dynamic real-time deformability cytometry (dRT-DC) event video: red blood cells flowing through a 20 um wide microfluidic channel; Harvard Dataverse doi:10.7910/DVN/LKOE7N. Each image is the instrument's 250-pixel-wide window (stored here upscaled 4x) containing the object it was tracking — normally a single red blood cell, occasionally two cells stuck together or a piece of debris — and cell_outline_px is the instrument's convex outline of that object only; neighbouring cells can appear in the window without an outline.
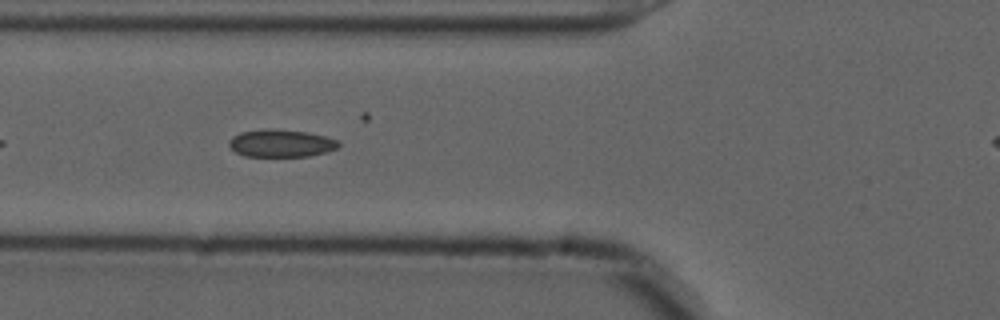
{"species": "common noctule bat (a hibernating species)", "species_latin": "Nyctalus noctula", "temperature_condition": "cold", "stored_images_in_passage": 35, "camera_frame_rate_fps": 3000, "um_per_image_px": 0.085, "animal": {"sex": "male", "forearm_length_mm": 52.5}, "frame": {"image": 1, "passage_image": 6, "time_ms": 1.667, "image_size_px": [1000, 320], "cell_outline_px": [[340, 144], [336, 148], [328, 152], [308, 156], [244, 156], [236, 152], [228, 144], [228, 140], [232, 136], [240, 132], [260, 128], [276, 128], [308, 132], [340, 140]], "centroid_in_image_um": [23.88, 12.15], "position_along_channel_um": 101.9, "area_um2": 17.92}}
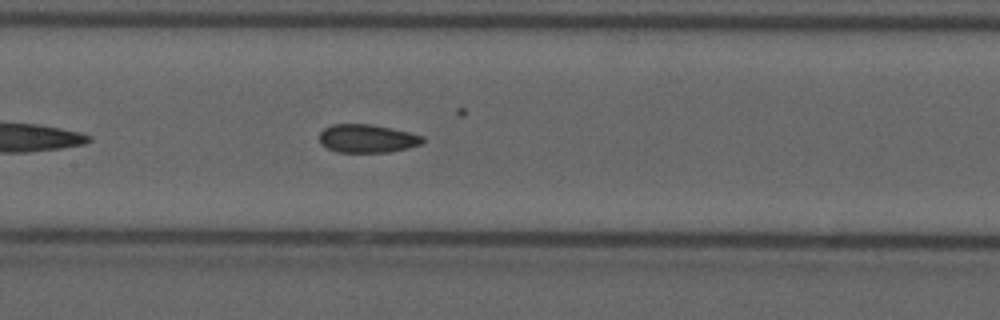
{"frame": {"image": 2, "passage_image": 12, "time_ms": 3.667, "image_size_px": [1000, 320], "cell_outline_px": [[424, 140], [420, 144], [408, 148], [388, 152], [336, 152], [320, 144], [320, 132], [324, 128], [332, 124], [372, 124], [392, 128], [424, 136]], "centroid_in_image_um": [31.2, 11.77], "position_along_channel_um": 176.2, "area_um2": 17.05}}
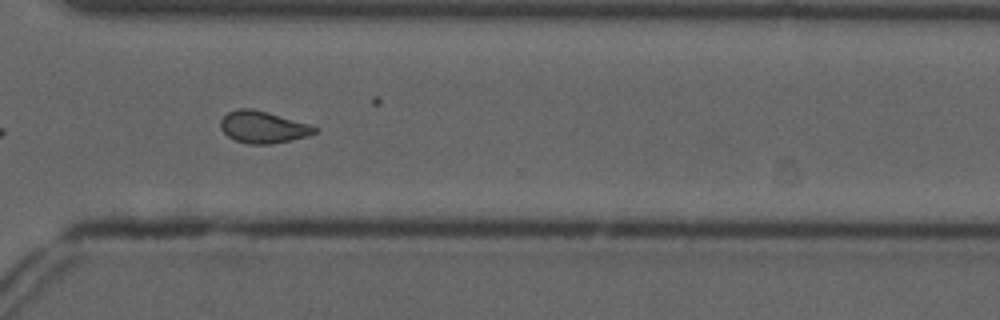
{"frame": {"image": 3, "passage_image": 26, "time_ms": 8.333, "image_size_px": [1000, 320], "cell_outline_px": [[320, 128], [316, 132], [308, 136], [272, 144], [248, 144], [236, 140], [228, 136], [220, 128], [220, 120], [228, 112], [240, 108], [252, 108], [312, 124]], "centroid_in_image_um": [22.39, 10.8], "position_along_channel_um": 348.2, "area_um2": 17.63}}